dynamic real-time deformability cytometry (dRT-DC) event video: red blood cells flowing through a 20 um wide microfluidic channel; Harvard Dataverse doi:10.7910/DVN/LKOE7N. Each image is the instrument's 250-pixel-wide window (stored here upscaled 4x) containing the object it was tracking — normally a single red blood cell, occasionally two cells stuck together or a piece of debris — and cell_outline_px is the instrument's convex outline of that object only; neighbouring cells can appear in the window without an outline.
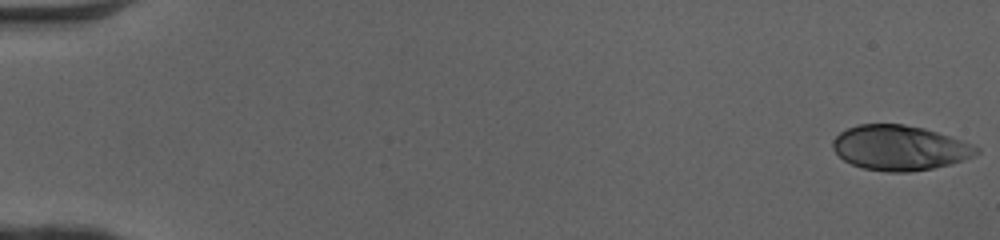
{"species": "human", "species_latin": "Homo sapiens", "temperature_condition": "cold", "stored_images_in_passage": 50, "camera_frame_rate_fps": 3000, "um_per_image_px": 0.085, "donor": {"sex": "female"}, "frame": {"image": 1, "passage_image": 1, "time_ms": 0.0, "image_size_px": [1000, 240], "cell_outline_px": [[980, 152], [964, 160], [932, 168], [908, 172], [884, 172], [864, 168], [852, 164], [844, 160], [832, 148], [832, 140], [840, 132], [848, 128], [860, 124], [904, 124], [924, 128], [972, 144], [980, 148]], "centroid_in_image_um": [76.45, 12.56], "position_along_channel_um": 8.5, "area_um2": 37.4}}
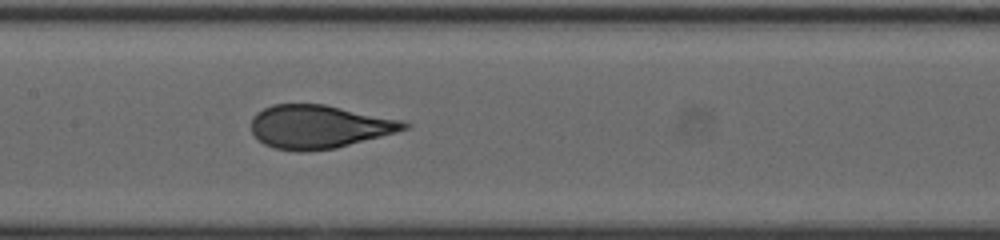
{"frame": {"image": 2, "passage_image": 26, "time_ms": 8.333, "image_size_px": [1000, 240], "cell_outline_px": [[412, 124], [408, 128], [396, 132], [336, 148], [304, 152], [300, 152], [272, 148], [264, 144], [252, 132], [252, 116], [256, 112], [272, 104], [324, 104], [404, 120]], "centroid_in_image_um": [27.12, 10.77], "position_along_channel_um": 180.3, "area_um2": 38.78}}
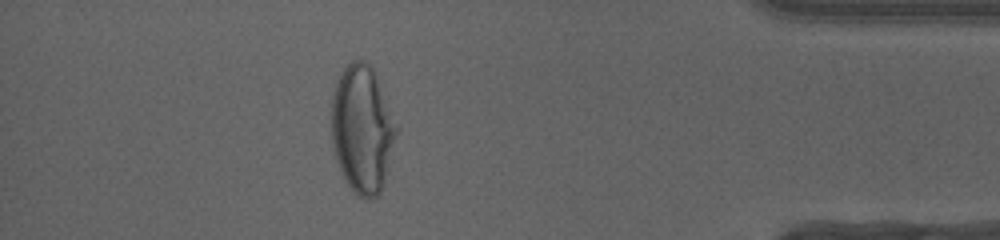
{"frame": {"image": 3, "passage_image": 45, "time_ms": 14.667, "image_size_px": [1000, 240], "cell_outline_px": [[400, 128], [384, 184], [380, 192], [372, 200], [368, 200], [360, 196], [348, 184], [340, 168], [336, 156], [332, 140], [332, 96], [336, 84], [344, 68], [352, 60], [364, 60], [372, 64], [376, 72]], "centroid_in_image_um": [30.86, 10.94], "position_along_channel_um": 404.3, "area_um2": 48.84}, "authors_computed_cell_mechanics": {"area_um2": 39.1017, "velocity_mm_per_s": 4.1096, "shape_relaxation_time_tau1_ms": 6.6111, "shape_relaxation_time_tau2_ms": null, "deformation_change_tau1": 0.239, "deformation_change_tau2": null}}